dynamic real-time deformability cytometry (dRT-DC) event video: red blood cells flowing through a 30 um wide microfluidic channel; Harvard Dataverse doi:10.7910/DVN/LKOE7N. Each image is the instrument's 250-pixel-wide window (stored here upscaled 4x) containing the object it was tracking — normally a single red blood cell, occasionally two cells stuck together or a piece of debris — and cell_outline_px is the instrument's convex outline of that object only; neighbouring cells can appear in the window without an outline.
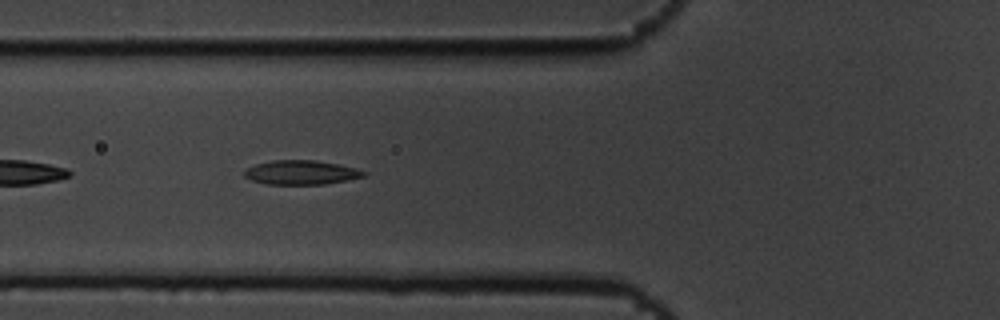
{"species": "common noctule bat (a hibernating species)", "species_latin": "Nyctalus noctula", "temperature_condition": "cold", "stored_images_in_passage": 6, "camera_frame_rate_fps": 3000, "um_per_image_px": 0.085, "animal": {"sex": "male", "body_mass_g": 19.5, "forearm_length_mm": 54.6}, "frame": {"image": 1, "passage_image": 6, "time_ms": 1.667, "image_size_px": [1000, 320], "cell_outline_px": [[368, 172], [364, 176], [348, 180], [324, 184], [268, 184], [252, 180], [244, 176], [244, 168], [256, 164], [272, 160], [316, 160], [356, 168]], "centroid_in_image_um": [25.58, 14.65], "position_along_channel_um": 100.2, "area_um2": 16.82}}